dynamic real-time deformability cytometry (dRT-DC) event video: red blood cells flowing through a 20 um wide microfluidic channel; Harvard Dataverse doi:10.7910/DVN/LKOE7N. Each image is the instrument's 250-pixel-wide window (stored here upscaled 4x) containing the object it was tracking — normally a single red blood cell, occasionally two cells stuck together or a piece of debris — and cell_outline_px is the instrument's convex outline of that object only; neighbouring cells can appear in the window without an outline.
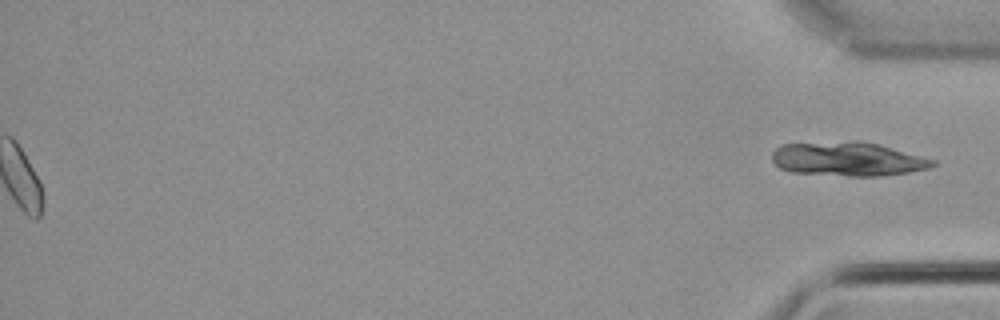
{"species": "common noctule bat (a hibernating species)", "species_latin": "Nyctalus noctula", "temperature_condition": "cold", "stored_images_in_passage": 43, "segment_of_instrument_passage": [2, 2], "camera_frame_rate_fps": 3000, "um_per_image_px": 0.085, "animal": {"sex": "male", "body_mass_g": 21.5, "forearm_length_mm": 52.0}, "frame": {"image": 1, "passage_image": 43, "time_ms": 14.0, "image_size_px": [1000, 320], "cell_outline_px": [[936, 164], [928, 168], [908, 172], [880, 176], [848, 176], [792, 172], [780, 168], [772, 160], [772, 152], [780, 144], [852, 140], [860, 140], [876, 144], [936, 160]], "centroid_in_image_um": [72.02, 13.51], "position_along_channel_um": 363.2, "area_um2": 31.85}}